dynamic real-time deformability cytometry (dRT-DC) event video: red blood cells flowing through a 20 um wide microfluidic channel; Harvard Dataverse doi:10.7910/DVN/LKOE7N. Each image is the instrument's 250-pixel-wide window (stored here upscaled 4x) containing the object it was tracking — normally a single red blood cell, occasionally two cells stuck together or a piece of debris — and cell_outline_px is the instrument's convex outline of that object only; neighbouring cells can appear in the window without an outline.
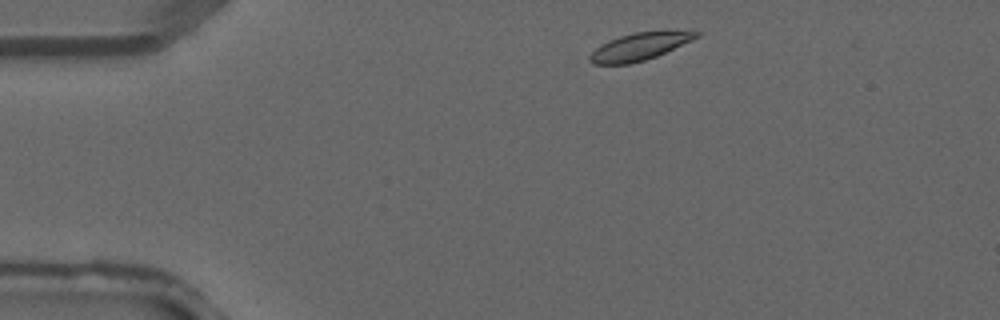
{"species": "common noctule bat (a hibernating species)", "species_latin": "Nyctalus noctula", "temperature_condition": "warm", "stored_images_in_passage": 2, "camera_frame_rate_fps": 3000, "um_per_image_px": 0.085, "animal": {"sex": "male", "forearm_length_mm": 52.5}, "frame": {"image": 1, "passage_image": 1, "time_ms": 0.0, "image_size_px": [1000, 320], "cell_outline_px": [[700, 36], [692, 40], [656, 56], [644, 60], [628, 64], [592, 64], [588, 60], [588, 56], [600, 44], [608, 40], [632, 32], [700, 32]], "centroid_in_image_um": [54.26, 3.98], "position_along_channel_um": 30.7, "area_um2": 16.59}}